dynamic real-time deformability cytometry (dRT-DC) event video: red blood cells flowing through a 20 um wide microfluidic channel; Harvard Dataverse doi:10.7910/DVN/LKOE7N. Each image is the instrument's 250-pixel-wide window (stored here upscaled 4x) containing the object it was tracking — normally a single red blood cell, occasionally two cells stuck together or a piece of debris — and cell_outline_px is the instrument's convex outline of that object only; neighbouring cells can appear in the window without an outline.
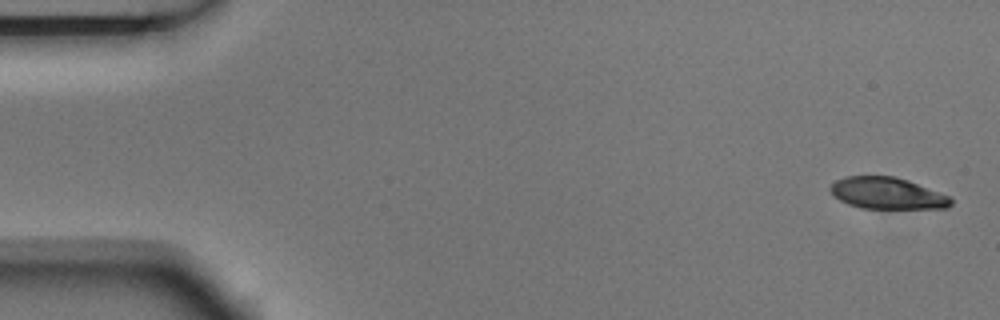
{"species": "Egyptian fruit bat (a non-hibernating species)", "species_latin": "Rousettus aegyptiacus", "temperature_condition": "room temperature", "stored_images_in_passage": 6, "camera_frame_rate_fps": 3000, "um_per_image_px": 0.085, "animal": {"sex": "male"}, "frame": {"image": 1, "passage_image": 1, "time_ms": 0.0, "image_size_px": [1000, 320], "cell_outline_px": [[952, 204], [948, 208], [860, 208], [848, 204], [832, 196], [828, 188], [836, 180], [844, 176], [896, 176], [908, 180], [952, 196]], "centroid_in_image_um": [75.41, 16.42], "position_along_channel_um": 9.6, "area_um2": 22.48}}